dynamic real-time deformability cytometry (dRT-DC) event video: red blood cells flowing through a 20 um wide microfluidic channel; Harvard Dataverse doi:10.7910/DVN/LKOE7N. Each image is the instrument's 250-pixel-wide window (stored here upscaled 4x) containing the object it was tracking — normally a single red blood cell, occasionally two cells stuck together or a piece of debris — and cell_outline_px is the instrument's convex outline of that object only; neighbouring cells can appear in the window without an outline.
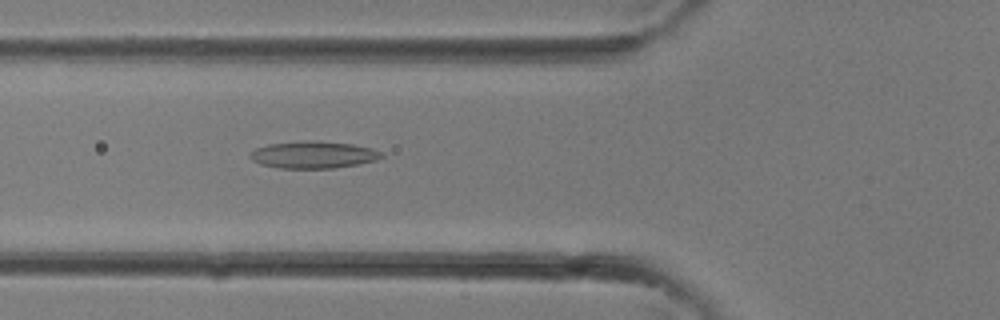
{"species": "common noctule bat (a hibernating species)", "species_latin": "Nyctalus noctula", "temperature_condition": "room temperature", "stored_images_in_passage": 10, "camera_frame_rate_fps": 3000, "um_per_image_px": 0.085, "animal": {"sex": "female"}, "frame": {"image": 1, "passage_image": 10, "time_ms": 3.0, "image_size_px": [1000, 320], "cell_outline_px": [[384, 156], [376, 160], [336, 168], [280, 168], [260, 164], [252, 160], [248, 156], [256, 148], [268, 144], [304, 140], [320, 140], [352, 144], [372, 148], [384, 152]], "centroid_in_image_um": [26.65, 13.14], "position_along_channel_um": 99.1, "area_um2": 20.92}}